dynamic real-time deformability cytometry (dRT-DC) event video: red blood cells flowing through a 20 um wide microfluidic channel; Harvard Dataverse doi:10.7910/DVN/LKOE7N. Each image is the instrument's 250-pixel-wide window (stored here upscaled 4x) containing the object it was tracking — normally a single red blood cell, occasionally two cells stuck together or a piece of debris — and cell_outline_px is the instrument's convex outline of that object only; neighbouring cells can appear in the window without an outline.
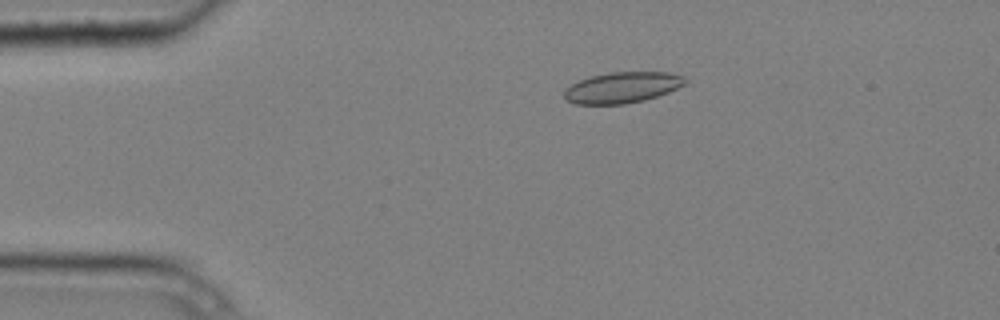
{"species": "common noctule bat (a hibernating species)", "species_latin": "Nyctalus noctula", "temperature_condition": "cold", "stored_images_in_passage": 8, "camera_frame_rate_fps": 3000, "um_per_image_px": 0.085, "animal": {"sex": "male", "body_mass_g": 20.4}, "frame": {"image": 1, "passage_image": 3, "time_ms": 0.667, "image_size_px": [1000, 320], "cell_outline_px": [[688, 80], [684, 84], [668, 92], [644, 100], [624, 104], [576, 104], [568, 100], [564, 96], [564, 88], [580, 80], [592, 76], [608, 72], [668, 72], [684, 76]], "centroid_in_image_um": [52.89, 7.43], "position_along_channel_um": 32.1, "area_um2": 21.68}}
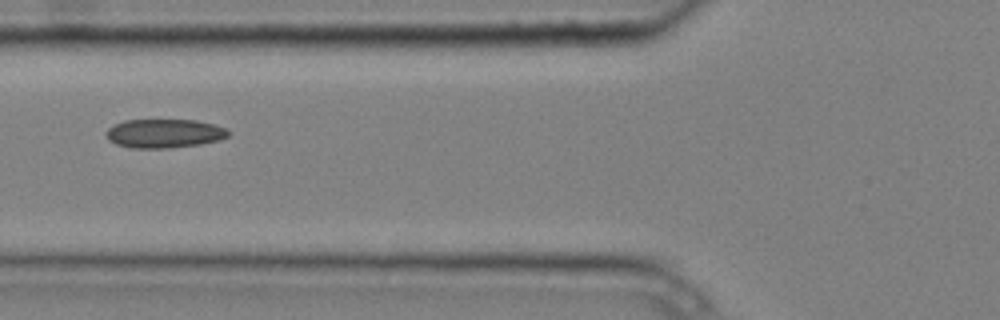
{"frame": {"image": 2, "passage_image": 5, "time_ms": 1.333, "image_size_px": [1000, 320], "cell_outline_px": [[232, 132], [228, 136], [220, 140], [200, 144], [168, 148], [132, 148], [116, 144], [108, 140], [104, 136], [104, 132], [108, 128], [124, 120], [196, 120], [228, 128]], "centroid_in_image_um": [13.96, 11.34], "position_along_channel_um": 111.8, "area_um2": 20.75}}
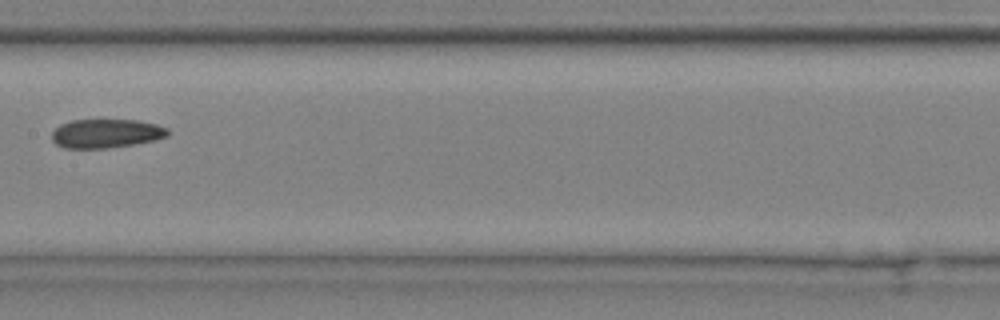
{"frame": {"image": 3, "passage_image": 7, "time_ms": 2.0, "image_size_px": [1000, 320], "cell_outline_px": [[168, 136], [152, 140], [132, 144], [108, 148], [64, 148], [56, 144], [52, 140], [52, 132], [60, 124], [72, 120], [136, 120], [156, 124], [168, 128]], "centroid_in_image_um": [8.99, 11.34], "position_along_channel_um": 198.4, "area_um2": 19.36}}